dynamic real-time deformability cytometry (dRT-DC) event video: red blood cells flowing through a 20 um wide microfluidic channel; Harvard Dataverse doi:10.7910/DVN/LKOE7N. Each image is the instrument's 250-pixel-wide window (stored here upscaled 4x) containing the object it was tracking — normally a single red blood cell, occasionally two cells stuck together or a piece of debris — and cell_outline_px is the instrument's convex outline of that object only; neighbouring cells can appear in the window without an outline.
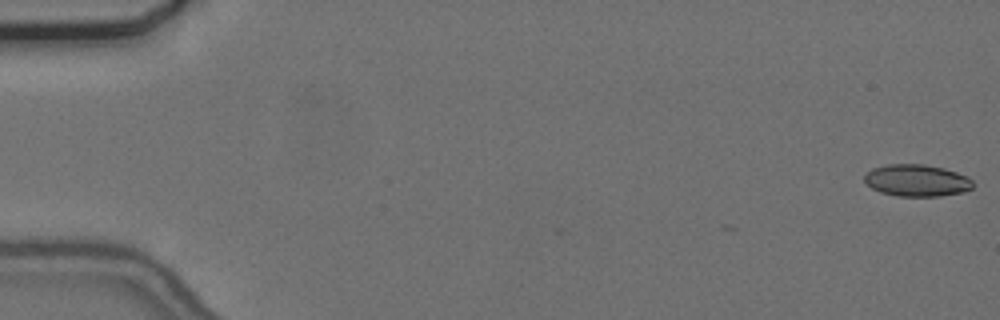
{"species": "common noctule bat (a hibernating species)", "species_latin": "Nyctalus noctula", "temperature_condition": "cold", "stored_images_in_passage": 9, "camera_frame_rate_fps": 3000, "um_per_image_px": 0.085, "animal": {"sex": "female", "body_mass_g": 24.6, "forearm_length_mm": 56.2}, "frame": {"image": 1, "passage_image": 1, "time_ms": 0.0, "image_size_px": [1000, 320], "cell_outline_px": [[972, 188], [960, 192], [940, 196], [896, 196], [880, 192], [872, 188], [864, 180], [864, 176], [872, 168], [888, 164], [924, 164], [944, 168], [968, 176], [972, 180]], "centroid_in_image_um": [77.91, 15.33], "position_along_channel_um": 7.1, "area_um2": 20.11}}